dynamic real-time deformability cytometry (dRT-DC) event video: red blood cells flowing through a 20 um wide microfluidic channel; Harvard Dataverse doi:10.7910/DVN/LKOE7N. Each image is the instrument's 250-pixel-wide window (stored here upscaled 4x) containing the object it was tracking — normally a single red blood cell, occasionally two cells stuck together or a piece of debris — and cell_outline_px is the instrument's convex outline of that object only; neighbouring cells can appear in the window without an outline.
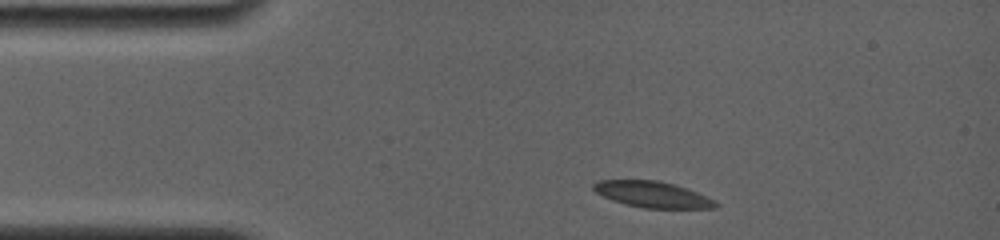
{"species": "common noctule bat (a hibernating species)", "species_latin": "Nyctalus noctula", "temperature_condition": "room temperature", "stored_images_in_passage": 23, "camera_frame_rate_fps": 4000, "um_per_image_px": 0.085, "animal": {"sex": "female", "body_mass_g": 19.0, "forearm_length_mm": 56.7}, "frame": {"image": 1, "passage_image": 1, "time_ms": 0.0, "image_size_px": [1000, 240], "cell_outline_px": [[720, 204], [716, 208], [644, 208], [624, 204], [612, 200], [596, 192], [592, 188], [592, 184], [600, 180], [656, 180], [688, 188], [716, 200]], "centroid_in_image_um": [55.49, 16.53], "position_along_channel_um": 29.5, "area_um2": 18.61}}
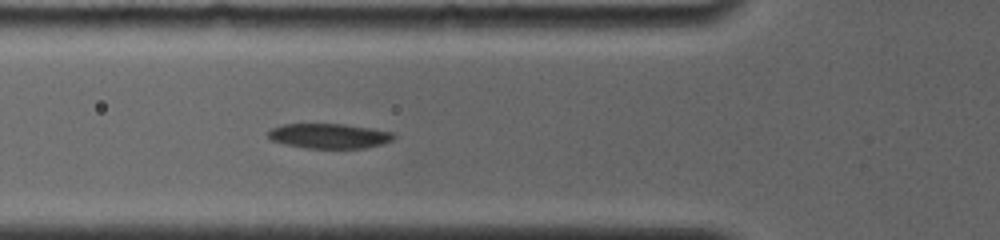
{"frame": {"image": 2, "passage_image": 15, "time_ms": 3.0, "image_size_px": [1000, 240], "cell_outline_px": [[396, 136], [392, 140], [384, 144], [364, 148], [304, 148], [284, 144], [272, 140], [268, 136], [268, 132], [272, 128], [284, 124], [344, 124], [392, 132]], "centroid_in_image_um": [27.98, 11.56], "position_along_channel_um": 97.8, "area_um2": 18.15}}
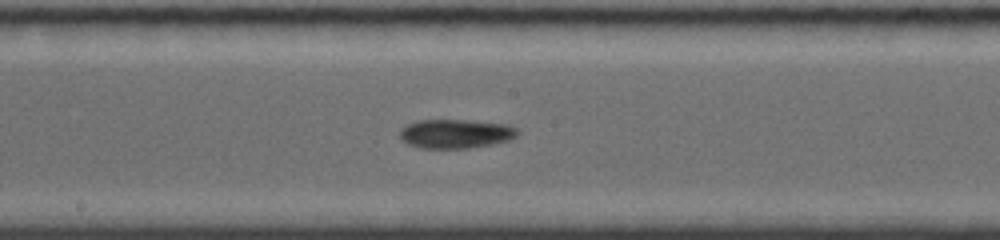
{"frame": {"image": 3, "passage_image": 23, "time_ms": 6.0, "image_size_px": [1000, 240], "cell_outline_px": [[520, 132], [516, 136], [508, 140], [492, 144], [468, 148], [420, 148], [408, 144], [400, 136], [400, 132], [408, 124], [420, 120], [460, 120], [504, 124], [516, 128]], "centroid_in_image_um": [38.74, 11.37], "position_along_channel_um": 209.5, "area_um2": 19.54}}